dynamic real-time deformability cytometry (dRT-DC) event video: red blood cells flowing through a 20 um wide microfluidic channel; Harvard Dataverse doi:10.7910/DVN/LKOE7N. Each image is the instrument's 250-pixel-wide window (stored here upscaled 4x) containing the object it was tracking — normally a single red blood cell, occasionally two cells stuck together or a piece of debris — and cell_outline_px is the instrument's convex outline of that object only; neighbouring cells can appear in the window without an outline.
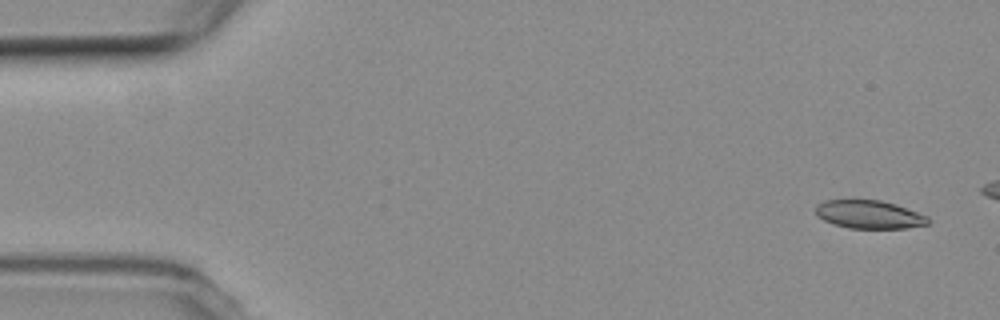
{"species": "common noctule bat (a hibernating species)", "species_latin": "Nyctalus noctula", "temperature_condition": "room temperature", "stored_images_in_passage": 14, "camera_frame_rate_fps": 3000, "um_per_image_px": 0.085, "animal": {"sex": "female", "body_mass_g": 19.3, "forearm_length_mm": 54.1}, "frame": {"image": 1, "passage_image": 3, "time_ms": 0.667, "image_size_px": [1000, 320], "cell_outline_px": [[932, 220], [928, 224], [908, 228], [848, 228], [824, 220], [816, 216], [816, 204], [824, 200], [852, 196], [880, 200], [896, 204], [928, 216]], "centroid_in_image_um": [73.84, 18.17], "position_along_channel_um": 11.2, "area_um2": 19.36}}